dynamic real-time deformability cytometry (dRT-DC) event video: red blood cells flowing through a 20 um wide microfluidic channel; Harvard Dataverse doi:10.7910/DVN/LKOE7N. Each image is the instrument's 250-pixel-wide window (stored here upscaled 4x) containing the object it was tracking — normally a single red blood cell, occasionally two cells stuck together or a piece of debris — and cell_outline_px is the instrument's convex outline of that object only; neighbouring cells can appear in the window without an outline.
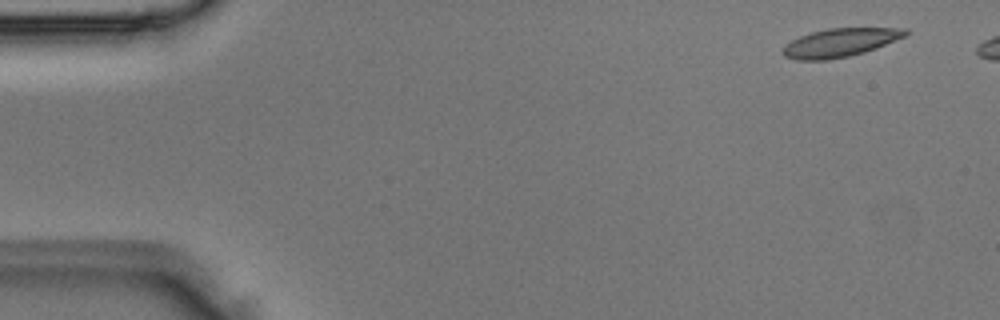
{"species": "Egyptian fruit bat (a non-hibernating species)", "species_latin": "Rousettus aegyptiacus", "temperature_condition": "room temperature", "stored_images_in_passage": 4, "camera_frame_rate_fps": 3000, "um_per_image_px": 0.085, "animal": {"sex": "male"}, "frame": {"image": 1, "passage_image": 1, "time_ms": 0.0, "image_size_px": [1000, 320], "cell_outline_px": [[912, 32], [908, 36], [876, 48], [864, 52], [848, 56], [828, 60], [796, 60], [784, 56], [780, 52], [784, 44], [800, 36], [812, 32], [828, 28], [908, 28]], "centroid_in_image_um": [71.43, 3.62], "position_along_channel_um": 13.6, "area_um2": 20.63}}